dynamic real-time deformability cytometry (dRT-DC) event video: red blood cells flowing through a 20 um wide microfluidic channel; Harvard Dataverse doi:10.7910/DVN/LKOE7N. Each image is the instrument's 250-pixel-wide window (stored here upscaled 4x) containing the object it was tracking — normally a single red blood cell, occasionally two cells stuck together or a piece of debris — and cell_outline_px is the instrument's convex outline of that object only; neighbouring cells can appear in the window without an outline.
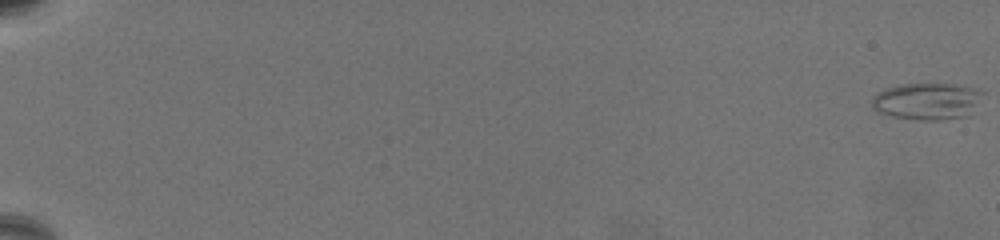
{"species": "common noctule bat (a hibernating species)", "species_latin": "Nyctalus noctula", "temperature_condition": "warm", "stored_images_in_passage": 69, "camera_frame_rate_fps": 3000, "um_per_image_px": 0.085, "animal": {"sex": "female", "body_mass_g": 19.5, "forearm_length_mm": 54.1}, "frame": {"image": 1, "passage_image": 1, "time_ms": 0.0, "image_size_px": [1000, 240], "cell_outline_px": [[984, 92], [964, 116], [940, 120], [920, 120], [892, 116], [880, 112], [872, 108], [872, 96], [876, 92], [900, 84], [956, 84], [976, 88]], "centroid_in_image_um": [78.72, 8.59], "position_along_channel_um": 6.3, "area_um2": 23.35}}
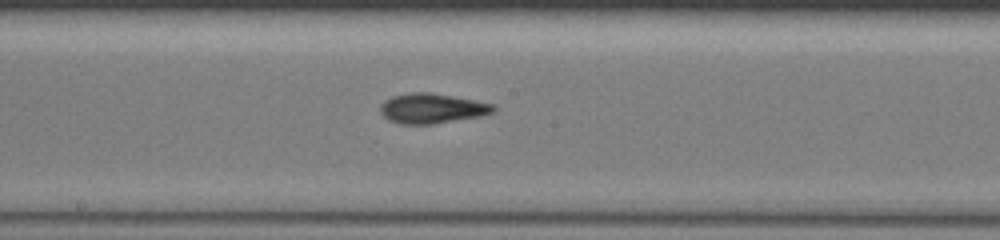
{"frame": {"image": 2, "passage_image": 42, "time_ms": 13.667, "image_size_px": [1000, 240], "cell_outline_px": [[496, 112], [480, 116], [432, 124], [400, 124], [388, 120], [380, 112], [380, 104], [384, 100], [392, 96], [408, 92], [432, 92], [496, 104]], "centroid_in_image_um": [36.72, 9.2], "position_along_channel_um": 211.5, "area_um2": 20.0}}
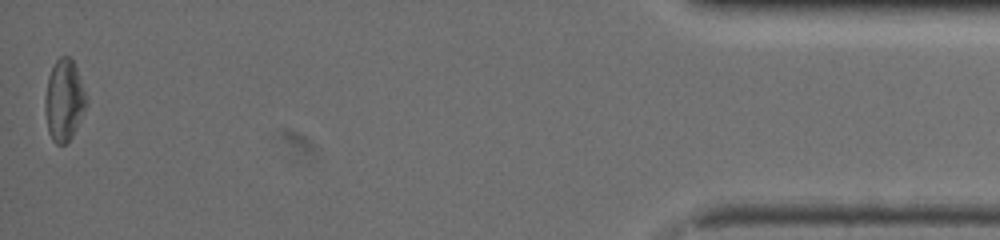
{"frame": {"image": 3, "passage_image": 69, "time_ms": 22.667, "image_size_px": [1000, 240], "cell_outline_px": [[88, 104], [72, 136], [64, 144], [56, 144], [52, 140], [48, 132], [44, 112], [44, 100], [48, 76], [56, 60], [60, 56], [68, 56], [72, 60], [76, 68], [88, 100]], "centroid_in_image_um": [5.43, 8.54], "position_along_channel_um": 429.8, "area_um2": 19.65}, "authors_computed_cell_mechanics": {"area_um2": 19.652, "velocity_mm_per_s": 3.2573, "shape_relaxation_time_tau1_ms": 8.5934, "shape_relaxation_time_tau2_ms": 2.9751, "deformation_change_tau1": 0.2315, "deformation_change_tau2": 0.1144}}